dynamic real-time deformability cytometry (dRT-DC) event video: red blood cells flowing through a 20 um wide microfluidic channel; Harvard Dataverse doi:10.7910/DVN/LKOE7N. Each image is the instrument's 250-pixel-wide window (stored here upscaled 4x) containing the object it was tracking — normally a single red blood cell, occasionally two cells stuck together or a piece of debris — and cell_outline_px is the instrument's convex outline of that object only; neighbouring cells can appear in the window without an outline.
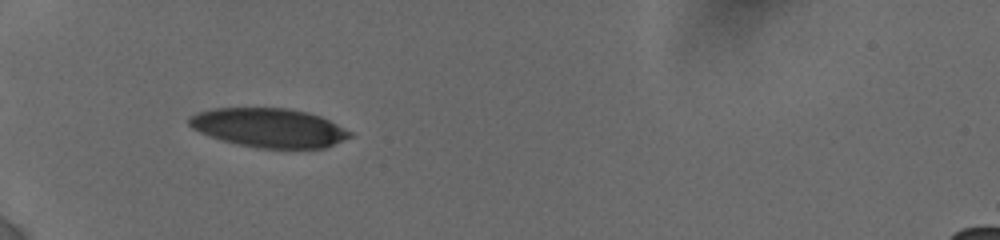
{"species": "human", "species_latin": "Homo sapiens", "temperature_condition": "cold", "stored_images_in_passage": 50, "camera_frame_rate_fps": 3000, "um_per_image_px": 0.085, "donor": {"sex": "female"}, "frame": {"image": 1, "passage_image": 1, "time_ms": 0.0, "image_size_px": [1000, 240], "cell_outline_px": [[352, 136], [324, 148], [256, 148], [220, 140], [200, 132], [192, 128], [188, 124], [188, 116], [196, 112], [212, 108], [288, 108], [308, 112], [320, 116], [352, 132]], "centroid_in_image_um": [22.82, 10.85], "position_along_channel_um": 62.2, "area_um2": 36.65}}
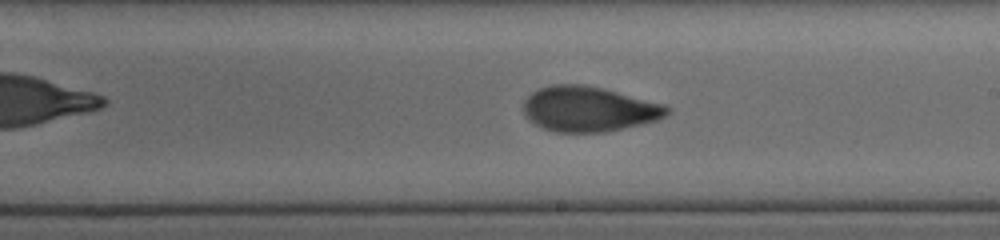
{"frame": {"image": 2, "passage_image": 21, "time_ms": 5.0, "image_size_px": [1000, 240], "cell_outline_px": [[672, 108], [664, 116], [656, 120], [640, 124], [604, 132], [556, 132], [544, 128], [528, 120], [524, 116], [524, 100], [532, 92], [540, 88], [552, 84], [584, 84], [604, 88], [664, 104]], "centroid_in_image_um": [50.03, 9.25], "position_along_channel_um": 239.0, "area_um2": 37.69}}
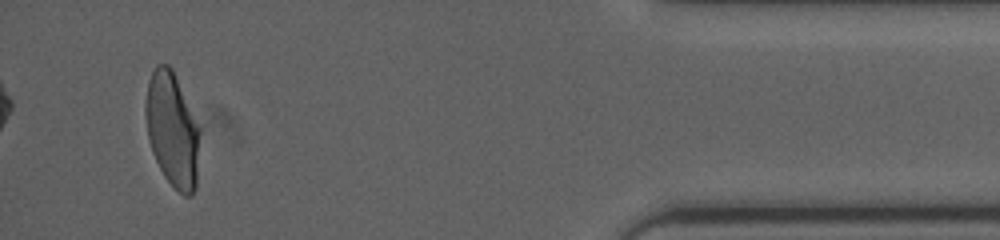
{"frame": {"image": 3, "passage_image": 48, "time_ms": 11.0, "image_size_px": [1000, 240], "cell_outline_px": [[200, 132], [196, 188], [192, 196], [184, 196], [164, 176], [152, 152], [148, 136], [144, 112], [144, 104], [148, 80], [156, 64], [168, 64], [172, 68], [200, 128]], "centroid_in_image_um": [14.64, 11.01], "position_along_channel_um": 420.6, "area_um2": 36.24}, "authors_computed_cell_mechanics": {"area_um2": 36.992, "velocity_mm_per_s": 3.8368, "shape_relaxation_time_tau1_ms": 4.9762, "shape_relaxation_time_tau2_ms": 1.3193, "deformation_change_tau1": 0.1707, "deformation_change_tau2": 0.0625}}